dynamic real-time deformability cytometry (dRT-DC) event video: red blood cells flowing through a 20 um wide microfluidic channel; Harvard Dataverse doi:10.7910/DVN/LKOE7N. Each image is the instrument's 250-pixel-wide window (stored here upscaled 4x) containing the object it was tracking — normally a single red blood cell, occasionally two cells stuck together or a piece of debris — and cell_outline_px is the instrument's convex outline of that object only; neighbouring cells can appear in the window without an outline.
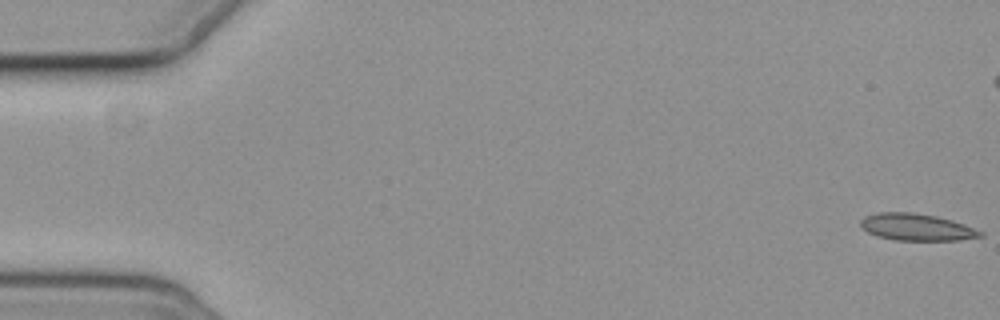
{"species": "common noctule bat (a hibernating species)", "species_latin": "Nyctalus noctula", "temperature_condition": "cold", "stored_images_in_passage": 6, "camera_frame_rate_fps": 3000, "um_per_image_px": 0.085, "animal": {"sex": "female", "body_mass_g": 19.3, "forearm_length_mm": 54.1}, "frame": {"image": 1, "passage_image": 1, "time_ms": 0.0, "image_size_px": [1000, 320], "cell_outline_px": [[984, 236], [960, 240], [896, 240], [876, 236], [868, 232], [860, 224], [860, 220], [864, 216], [876, 212], [912, 212], [936, 216], [952, 220], [964, 224], [984, 232]], "centroid_in_image_um": [77.91, 19.3], "position_along_channel_um": 7.1, "area_um2": 18.84}}